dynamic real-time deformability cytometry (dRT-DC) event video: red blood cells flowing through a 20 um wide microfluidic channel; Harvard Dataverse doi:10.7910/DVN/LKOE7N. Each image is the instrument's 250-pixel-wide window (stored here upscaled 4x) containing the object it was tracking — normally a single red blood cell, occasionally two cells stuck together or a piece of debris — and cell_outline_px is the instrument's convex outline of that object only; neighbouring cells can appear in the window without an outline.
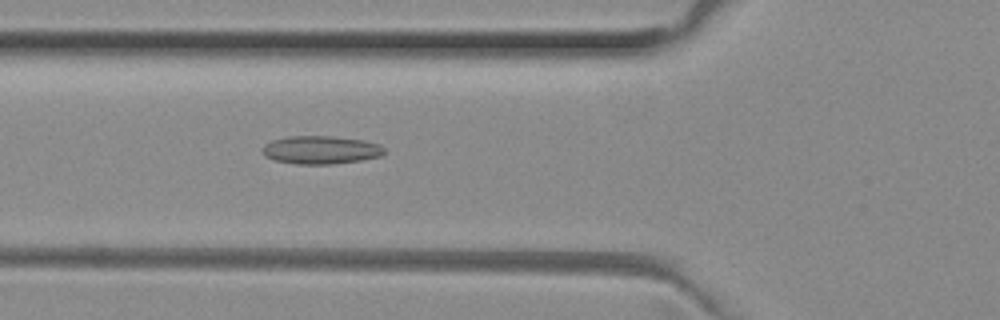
{"species": "common noctule bat (a hibernating species)", "species_latin": "Nyctalus noctula", "temperature_condition": "room temperature", "stored_images_in_passage": 39, "camera_frame_rate_fps": 3000, "um_per_image_px": 0.085, "animal": {"sex": "female", "body_mass_g": 29.2, "forearm_length_mm": 56.3}, "frame": {"image": 1, "passage_image": 6, "time_ms": 1.667, "image_size_px": [1000, 320], "cell_outline_px": [[384, 152], [380, 156], [360, 160], [332, 164], [296, 164], [276, 160], [264, 156], [264, 144], [272, 140], [288, 136], [332, 136], [364, 140], [380, 144], [384, 148]], "centroid_in_image_um": [27.28, 12.73], "position_along_channel_um": 98.5, "area_um2": 19.88}}
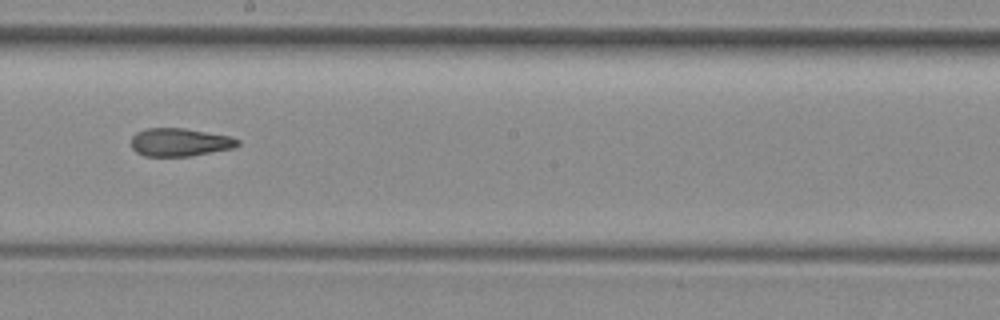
{"frame": {"image": 2, "passage_image": 16, "time_ms": 5.0, "image_size_px": [1000, 320], "cell_outline_px": [[240, 144], [232, 148], [188, 156], [144, 156], [136, 152], [132, 148], [132, 136], [136, 132], [144, 128], [184, 128], [232, 136], [240, 140]], "centroid_in_image_um": [15.27, 12.08], "position_along_channel_um": 232.9, "area_um2": 17.46}}
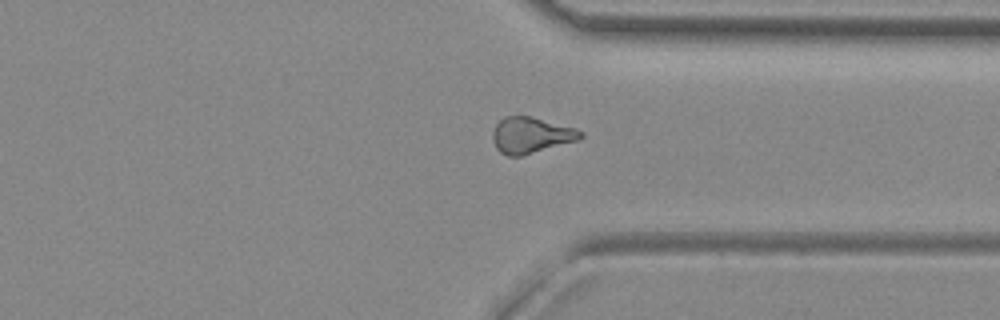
{"frame": {"image": 3, "passage_image": 26, "time_ms": 8.333, "image_size_px": [1000, 320], "cell_outline_px": [[584, 136], [580, 140], [520, 156], [508, 156], [500, 152], [496, 148], [492, 140], [492, 132], [496, 124], [504, 116], [528, 116], [576, 128], [584, 132]], "centroid_in_image_um": [45.14, 11.5], "position_along_channel_um": 366.3, "area_um2": 18.5}, "authors_computed_cell_mechanics": {"area_um2": 18.2648, "velocity_mm_per_s": 4.0254, "shape_relaxation_time_tau1_ms": null, "shape_relaxation_time_tau2_ms": 3.3417, "deformation_change_tau1": null, "deformation_change_tau2": 0.13}}